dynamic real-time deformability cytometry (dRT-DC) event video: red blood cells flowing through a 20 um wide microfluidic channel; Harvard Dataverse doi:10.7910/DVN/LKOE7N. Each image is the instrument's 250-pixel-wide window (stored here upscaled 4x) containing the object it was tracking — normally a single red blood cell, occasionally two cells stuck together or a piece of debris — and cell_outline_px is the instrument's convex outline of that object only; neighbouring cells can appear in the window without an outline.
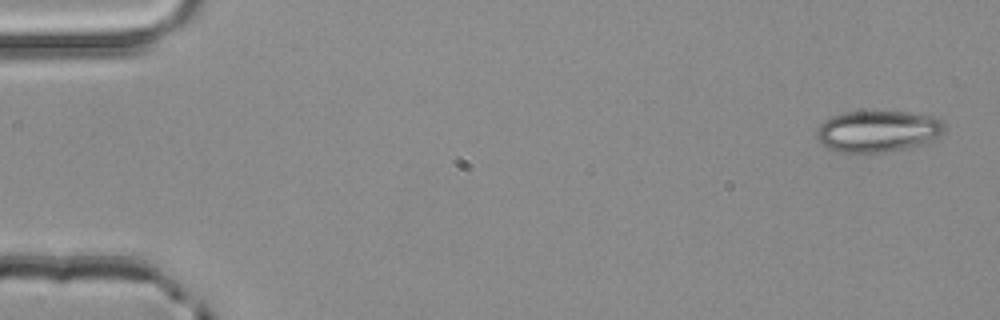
{"species": "common noctule bat (a hibernating species)", "species_latin": "Nyctalus noctula", "temperature_condition": "room temperature", "stored_images_in_passage": 5, "camera_frame_rate_fps": 3000, "um_per_image_px": 0.085, "animal": {"sex": "male", "body_mass_g": 20.4}, "frame": {"image": 1, "passage_image": 1, "time_ms": 0.0, "image_size_px": [1000, 320], "cell_outline_px": [[944, 132], [940, 136], [924, 144], [884, 152], [836, 152], [828, 148], [816, 136], [816, 128], [824, 120], [832, 116], [844, 112], [908, 112], [928, 116], [944, 120]], "centroid_in_image_um": [74.61, 11.15], "position_along_channel_um": 10.4, "area_um2": 30.75}}